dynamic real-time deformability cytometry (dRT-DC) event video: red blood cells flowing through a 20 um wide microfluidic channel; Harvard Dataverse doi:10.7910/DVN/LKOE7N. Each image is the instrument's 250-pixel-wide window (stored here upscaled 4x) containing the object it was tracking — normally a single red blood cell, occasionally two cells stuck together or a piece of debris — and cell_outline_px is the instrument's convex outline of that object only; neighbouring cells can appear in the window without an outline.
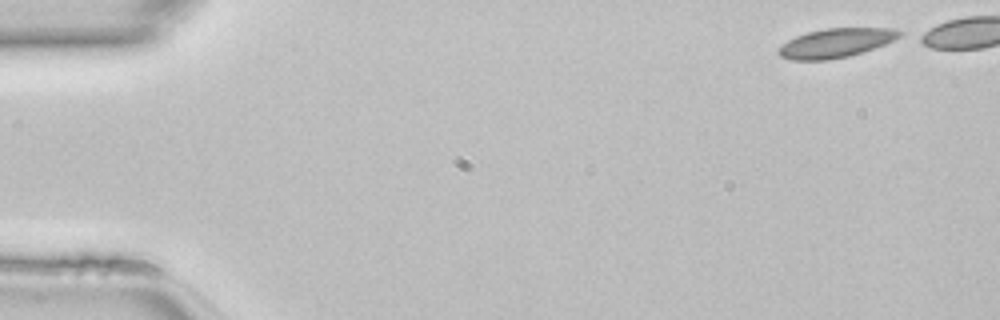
{"species": "common noctule bat (a hibernating species)", "species_latin": "Nyctalus noctula", "temperature_condition": "room temperature", "stored_images_in_passage": 37, "camera_frame_rate_fps": 3000, "um_per_image_px": 0.085, "animal": {"sex": "female", "body_mass_g": 22.7, "forearm_length_mm": 54.2}, "frame": {"image": 1, "passage_image": 1, "time_ms": 0.0, "image_size_px": [1000, 320], "cell_outline_px": [[904, 32], [900, 36], [884, 44], [848, 56], [828, 60], [792, 60], [780, 56], [776, 52], [788, 40], [796, 36], [808, 32], [824, 28], [892, 28]], "centroid_in_image_um": [71.02, 3.65], "position_along_channel_um": 14.0, "area_um2": 20.23}}